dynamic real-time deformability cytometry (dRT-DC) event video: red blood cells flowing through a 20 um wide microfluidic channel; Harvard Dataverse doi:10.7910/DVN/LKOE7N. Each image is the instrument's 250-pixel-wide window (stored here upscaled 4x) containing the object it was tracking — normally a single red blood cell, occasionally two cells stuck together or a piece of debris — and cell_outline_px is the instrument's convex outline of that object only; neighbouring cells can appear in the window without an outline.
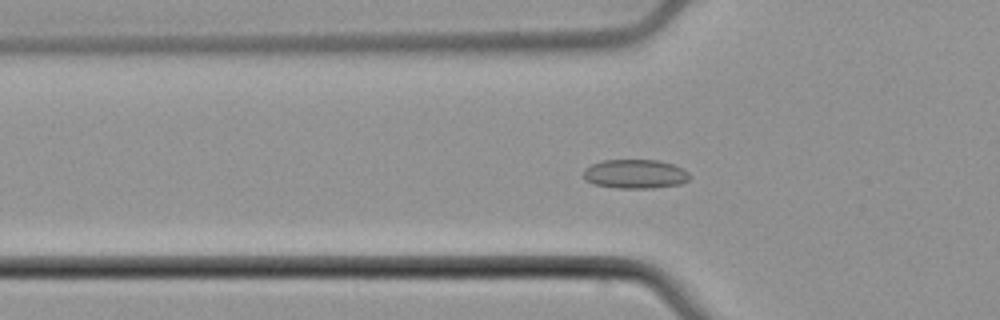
{"species": "common noctule bat (a hibernating species)", "species_latin": "Nyctalus noctula", "temperature_condition": "cold", "stored_images_in_passage": 50, "camera_frame_rate_fps": 3000, "um_per_image_px": 0.085, "animal": {"sex": "male", "body_mass_g": 21.5, "forearm_length_mm": 52.0}, "frame": {"image": 1, "passage_image": 17, "time_ms": 5.333, "image_size_px": [1000, 320], "cell_outline_px": [[692, 176], [688, 180], [680, 184], [652, 188], [616, 188], [592, 184], [584, 180], [584, 168], [592, 164], [604, 160], [656, 160], [672, 164], [688, 172]], "centroid_in_image_um": [53.96, 14.79], "position_along_channel_um": 71.8, "area_um2": 18.03}}
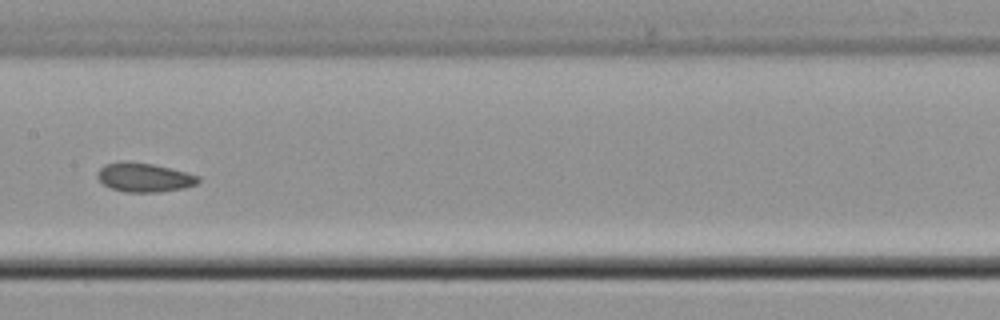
{"frame": {"image": 2, "passage_image": 26, "time_ms": 8.333, "image_size_px": [1000, 320], "cell_outline_px": [[200, 180], [196, 184], [184, 188], [160, 192], [124, 192], [112, 188], [104, 184], [96, 176], [96, 172], [104, 164], [124, 160], [152, 164], [188, 172], [200, 176]], "centroid_in_image_um": [12.25, 15.07], "position_along_channel_um": 195.1, "area_um2": 17.22}}
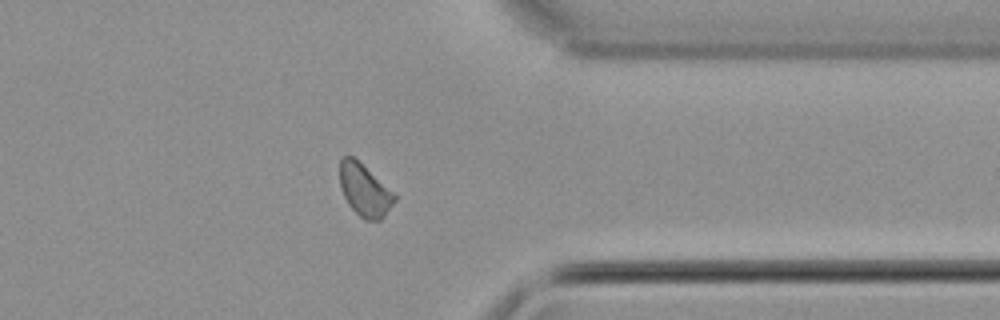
{"frame": {"image": 3, "passage_image": 40, "time_ms": 13.0, "image_size_px": [1000, 320], "cell_outline_px": [[396, 200], [384, 216], [380, 220], [364, 220], [348, 204], [340, 188], [340, 160], [344, 156], [352, 156], [396, 192]], "centroid_in_image_um": [31.01, 16.17], "position_along_channel_um": 380.4, "area_um2": 16.7}}